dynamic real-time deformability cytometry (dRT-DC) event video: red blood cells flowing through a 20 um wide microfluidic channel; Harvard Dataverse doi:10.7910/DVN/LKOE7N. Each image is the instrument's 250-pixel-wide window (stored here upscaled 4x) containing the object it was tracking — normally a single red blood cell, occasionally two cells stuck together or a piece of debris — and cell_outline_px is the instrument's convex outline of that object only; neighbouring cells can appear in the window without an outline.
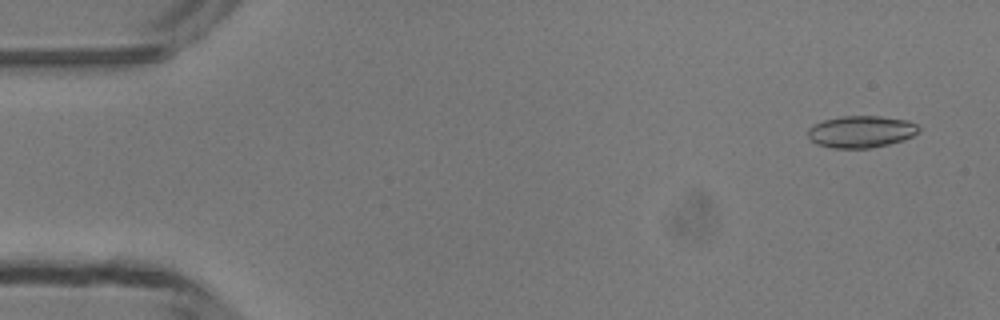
{"species": "common noctule bat (a hibernating species)", "species_latin": "Nyctalus noctula", "temperature_condition": "room temperature", "stored_images_in_passage": 49, "camera_frame_rate_fps": 3000, "um_per_image_px": 0.085, "animal": {"sex": "male", "body_mass_g": 13.3}, "frame": {"image": 1, "passage_image": 3, "time_ms": 0.667, "image_size_px": [1000, 320], "cell_outline_px": [[920, 132], [904, 140], [888, 144], [868, 148], [832, 148], [816, 144], [808, 136], [808, 128], [824, 120], [840, 116], [880, 116], [908, 120], [916, 124], [920, 128]], "centroid_in_image_um": [73.22, 11.19], "position_along_channel_um": 11.8, "area_um2": 20.63}}
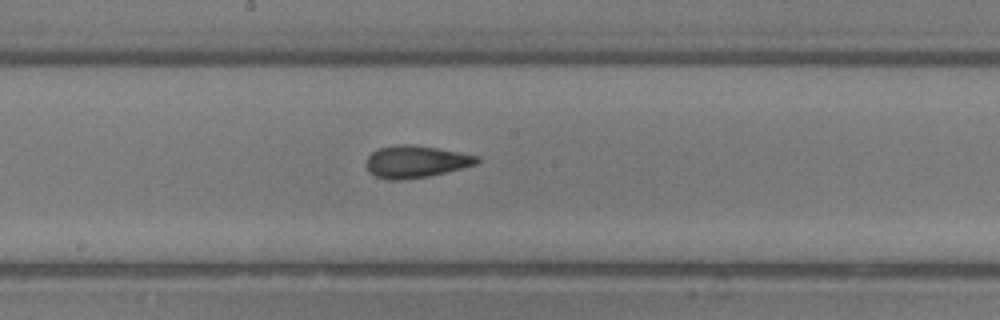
{"frame": {"image": 2, "passage_image": 26, "time_ms": 8.333, "image_size_px": [1000, 320], "cell_outline_px": [[480, 160], [476, 164], [428, 176], [400, 180], [388, 180], [376, 176], [368, 172], [364, 164], [368, 156], [372, 152], [380, 148], [396, 144], [412, 144], [460, 152], [480, 156]], "centroid_in_image_um": [35.3, 13.73], "position_along_channel_um": 212.9, "area_um2": 20.75}}
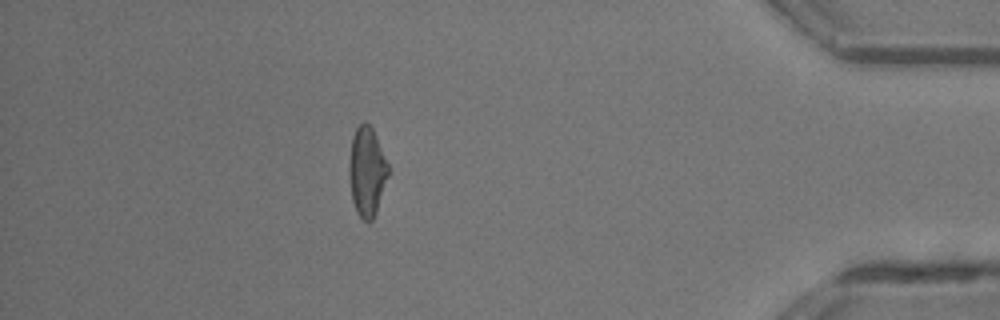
{"frame": {"image": 3, "passage_image": 43, "time_ms": 14.0, "image_size_px": [1000, 320], "cell_outline_px": [[388, 176], [376, 212], [372, 220], [364, 220], [356, 212], [352, 200], [348, 172], [348, 168], [352, 136], [356, 128], [364, 120], [372, 128], [376, 136], [388, 164]], "centroid_in_image_um": [31.17, 14.56], "position_along_channel_um": 404.0, "area_um2": 20.23}, "authors_computed_cell_mechanics": {"area_um2": 20.519, "velocity_mm_per_s": 4.2334, "shape_relaxation_time_tau1_ms": 5.4935, "shape_relaxation_time_tau2_ms": 1.6612, "deformation_change_tau1": 0.1609, "deformation_change_tau2": 0.0742}}